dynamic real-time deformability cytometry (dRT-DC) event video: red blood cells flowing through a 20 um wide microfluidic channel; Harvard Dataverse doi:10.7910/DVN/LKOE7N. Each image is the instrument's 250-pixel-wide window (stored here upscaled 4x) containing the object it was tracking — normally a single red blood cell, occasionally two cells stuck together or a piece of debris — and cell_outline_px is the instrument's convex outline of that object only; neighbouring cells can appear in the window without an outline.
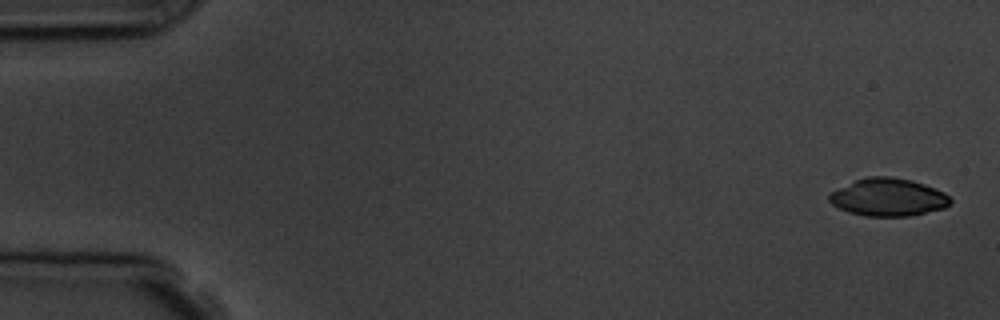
{"species": "common noctule bat (a hibernating species)", "species_latin": "Nyctalus noctula", "temperature_condition": "room temperature", "stored_images_in_passage": 6, "camera_frame_rate_fps": 3000, "um_per_image_px": 0.085, "animal": {"sex": "male", "body_mass_g": 19.5, "forearm_length_mm": 54.6}, "frame": {"image": 1, "passage_image": 1, "time_ms": 0.0, "image_size_px": [1000, 320], "cell_outline_px": [[952, 204], [944, 208], [912, 216], [864, 216], [848, 212], [832, 204], [828, 200], [828, 192], [856, 180], [868, 176], [888, 176], [912, 180], [924, 184], [944, 192], [952, 200]], "centroid_in_image_um": [75.49, 16.77], "position_along_channel_um": 9.5, "area_um2": 26.82}}